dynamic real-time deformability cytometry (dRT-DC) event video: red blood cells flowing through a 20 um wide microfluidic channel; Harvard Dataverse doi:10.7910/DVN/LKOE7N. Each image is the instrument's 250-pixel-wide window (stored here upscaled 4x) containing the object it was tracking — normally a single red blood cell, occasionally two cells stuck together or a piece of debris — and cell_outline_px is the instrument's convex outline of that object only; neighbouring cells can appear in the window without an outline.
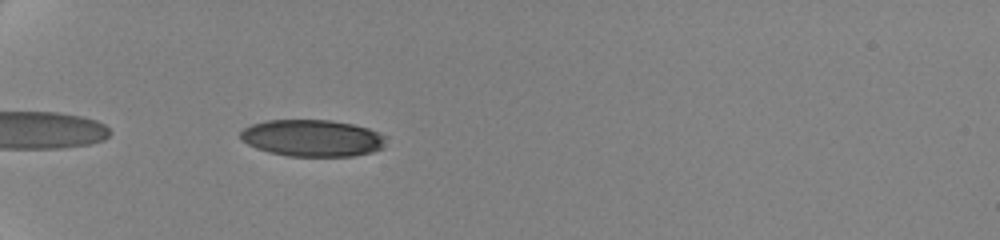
{"species": "human", "species_latin": "Homo sapiens", "temperature_condition": "cold", "stored_images_in_passage": 4, "camera_frame_rate_fps": 3000, "um_per_image_px": 0.085, "donor": {"sex": "female"}, "frame": {"image": 1, "passage_image": 3, "time_ms": 0.667, "image_size_px": [1000, 240], "cell_outline_px": [[384, 148], [372, 152], [352, 156], [288, 156], [268, 152], [256, 148], [240, 140], [240, 132], [244, 128], [252, 124], [268, 120], [332, 120], [352, 124], [368, 128], [384, 136]], "centroid_in_image_um": [26.52, 11.74], "position_along_channel_um": 58.5, "area_um2": 31.21}}